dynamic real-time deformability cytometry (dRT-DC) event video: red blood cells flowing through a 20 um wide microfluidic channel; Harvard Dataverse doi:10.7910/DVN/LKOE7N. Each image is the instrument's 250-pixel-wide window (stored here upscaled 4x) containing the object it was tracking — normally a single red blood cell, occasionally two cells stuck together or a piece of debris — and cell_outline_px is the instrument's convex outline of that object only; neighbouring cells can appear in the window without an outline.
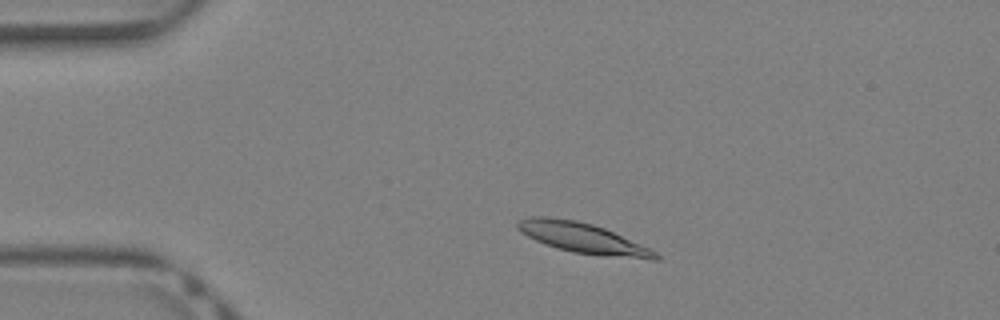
{"species": "Egyptian fruit bat (a non-hibernating species)", "species_latin": "Rousettus aegyptiacus", "temperature_condition": "warm", "stored_images_in_passage": 37, "camera_frame_rate_fps": 3000, "um_per_image_px": 0.085, "animal": {"sex": "female"}, "frame": {"image": 1, "passage_image": 5, "time_ms": 1.333, "image_size_px": [1000, 320], "cell_outline_px": [[660, 260], [652, 260], [572, 252], [544, 244], [528, 236], [516, 228], [516, 224], [520, 220], [528, 216], [548, 216], [576, 220], [592, 224], [604, 228], [648, 248], [656, 252], [660, 256]], "centroid_in_image_um": [49.5, 20.22], "position_along_channel_um": 35.5, "area_um2": 23.99}}
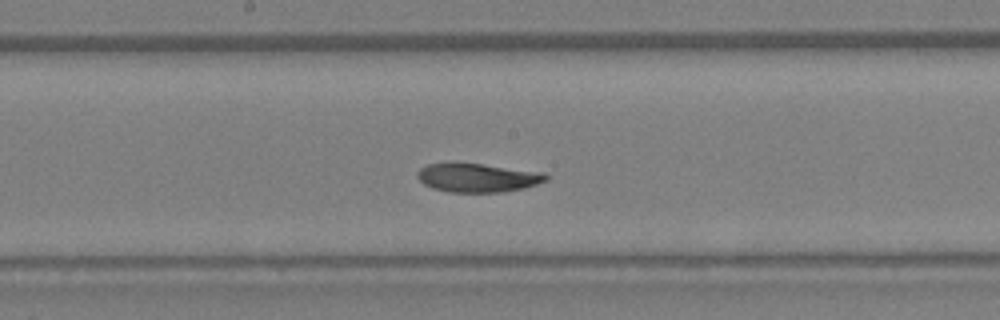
{"frame": {"image": 2, "passage_image": 18, "time_ms": 5.667, "image_size_px": [1000, 320], "cell_outline_px": [[548, 180], [524, 188], [504, 192], [448, 192], [432, 188], [424, 184], [416, 176], [416, 172], [420, 168], [428, 164], [456, 160], [544, 172], [548, 176]], "centroid_in_image_um": [40.55, 15.07], "position_along_channel_um": 207.6, "area_um2": 22.31}}
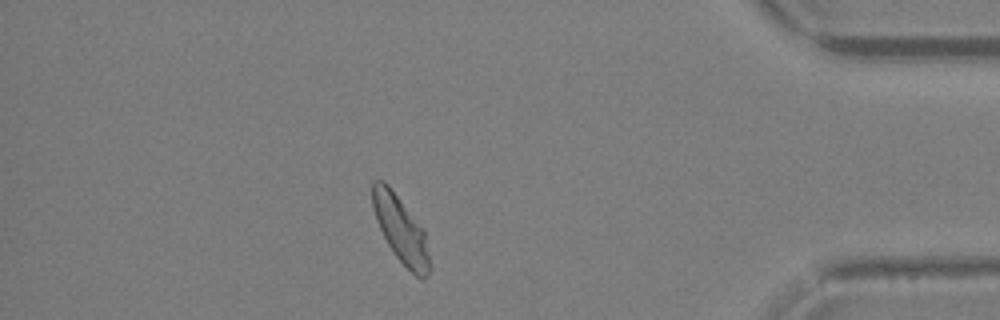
{"frame": {"image": 3, "passage_image": 32, "time_ms": 10.333, "image_size_px": [1000, 320], "cell_outline_px": [[432, 268], [428, 276], [424, 280], [420, 280], [396, 256], [388, 244], [376, 220], [372, 208], [372, 180], [384, 180], [388, 184], [424, 228]], "centroid_in_image_um": [34.1, 19.52], "position_along_channel_um": 401.1, "area_um2": 22.43}}